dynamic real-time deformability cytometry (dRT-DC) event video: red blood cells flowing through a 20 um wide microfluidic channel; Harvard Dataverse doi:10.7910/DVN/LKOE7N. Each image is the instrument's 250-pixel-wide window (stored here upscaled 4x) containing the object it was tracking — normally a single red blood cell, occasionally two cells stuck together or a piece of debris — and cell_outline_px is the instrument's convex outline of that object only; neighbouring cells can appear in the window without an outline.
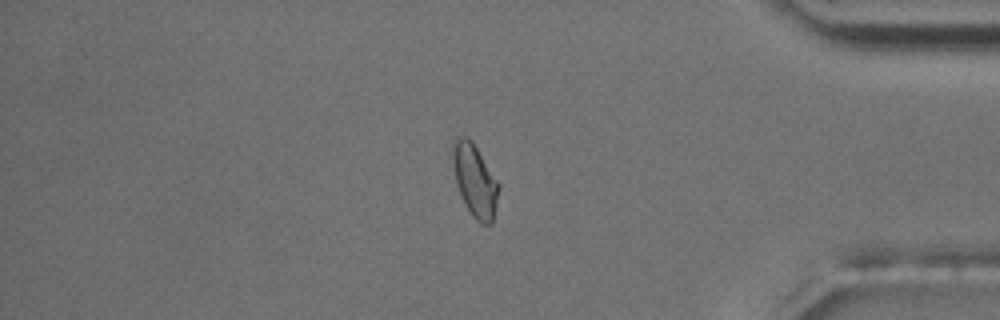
{"species": "common noctule bat (a hibernating species)", "species_latin": "Nyctalus noctula", "temperature_condition": "room temperature", "stored_images_in_passage": 56, "camera_frame_rate_fps": 3000, "um_per_image_px": 0.085, "animal": {"sex": "male", "body_mass_g": 17.5, "forearm_length_mm": 52.3}, "frame": {"image": 1, "passage_image": 48, "time_ms": 15.667, "image_size_px": [1000, 320], "cell_outline_px": [[500, 188], [492, 224], [480, 224], [472, 216], [464, 204], [456, 184], [452, 160], [452, 140], [456, 136], [464, 136], [472, 140], [500, 184]], "centroid_in_image_um": [40.35, 15.33], "position_along_channel_um": 394.8, "area_um2": 19.77}, "authors_computed_cell_mechanics": {"area_um2": 18.1492, "velocity_mm_per_s": 3.6236, "shape_relaxation_time_tau1_ms": 2.6722, "shape_relaxation_time_tau2_ms": 3.0621, "deformation_change_tau1": 0.1031, "deformation_change_tau2": 0.0825}}